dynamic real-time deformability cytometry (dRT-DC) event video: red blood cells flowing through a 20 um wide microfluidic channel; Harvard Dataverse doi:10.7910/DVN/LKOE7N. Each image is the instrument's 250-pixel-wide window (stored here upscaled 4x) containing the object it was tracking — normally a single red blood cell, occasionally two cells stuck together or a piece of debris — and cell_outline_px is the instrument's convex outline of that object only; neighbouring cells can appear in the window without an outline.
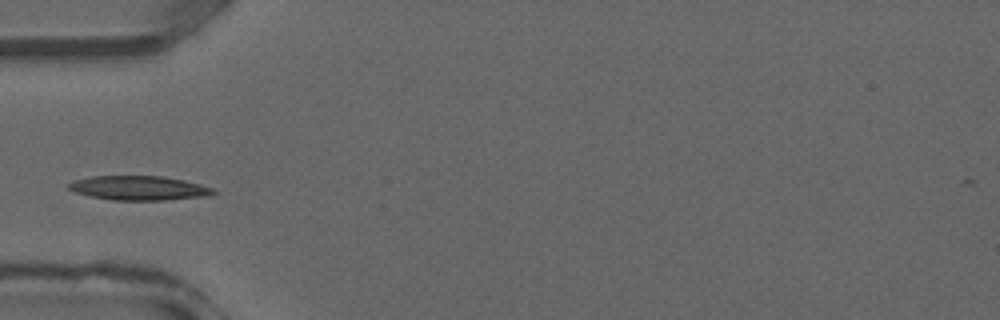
{"species": "common noctule bat (a hibernating species)", "species_latin": "Nyctalus noctula", "temperature_condition": "warm", "stored_images_in_passage": 22, "camera_frame_rate_fps": 3000, "um_per_image_px": 0.085, "animal": {"sex": "male", "forearm_length_mm": 52.5}, "frame": {"image": 1, "passage_image": 4, "time_ms": 1.0, "image_size_px": [1000, 320], "cell_outline_px": [[216, 192], [208, 196], [164, 200], [112, 200], [92, 196], [76, 192], [68, 188], [68, 184], [76, 180], [92, 176], [160, 176], [184, 180], [200, 184], [212, 188]], "centroid_in_image_um": [11.83, 15.98], "position_along_channel_um": 73.2, "area_um2": 20.23}}
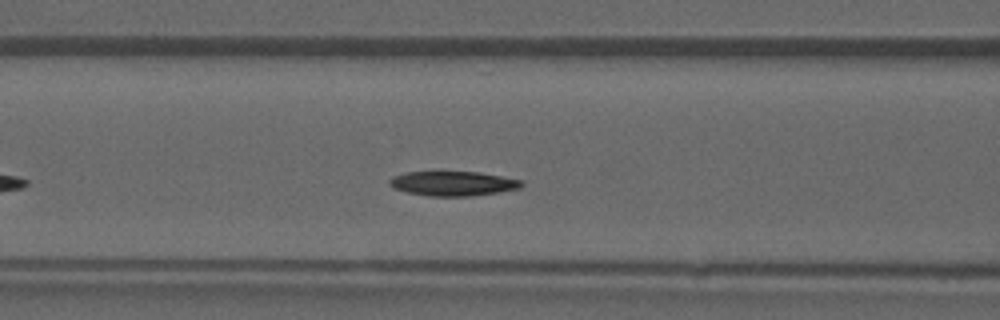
{"frame": {"image": 2, "passage_image": 7, "time_ms": 2.0, "image_size_px": [1000, 320], "cell_outline_px": [[524, 184], [520, 188], [472, 196], [428, 196], [408, 192], [396, 188], [388, 184], [388, 180], [392, 176], [408, 172], [480, 172], [524, 180]], "centroid_in_image_um": [38.53, 15.59], "position_along_channel_um": 128.1, "area_um2": 18.84}}